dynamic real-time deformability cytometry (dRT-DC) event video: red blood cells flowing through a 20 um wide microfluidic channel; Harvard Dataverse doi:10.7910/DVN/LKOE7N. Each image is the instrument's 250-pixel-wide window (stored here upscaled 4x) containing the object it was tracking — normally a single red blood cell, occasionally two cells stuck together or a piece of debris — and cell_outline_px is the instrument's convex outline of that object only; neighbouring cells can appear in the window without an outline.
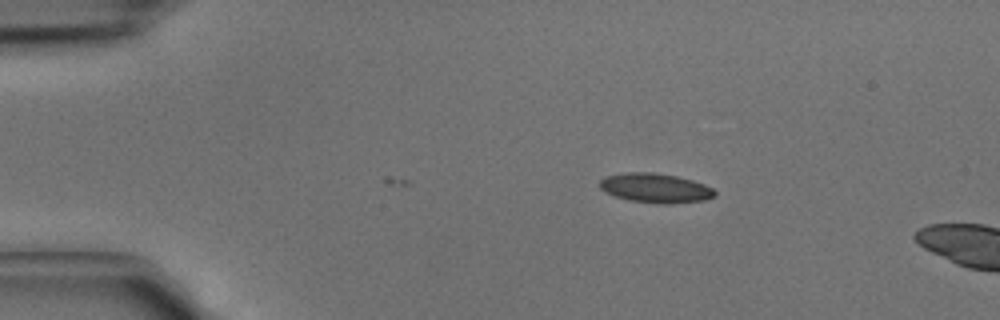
{"species": "common noctule bat (a hibernating species)", "species_latin": "Nyctalus noctula", "temperature_condition": "cold", "stored_images_in_passage": 6, "camera_frame_rate_fps": 3000, "um_per_image_px": 0.085, "animal": {"sex": "male", "body_mass_g": 15.6}, "frame": {"image": 1, "passage_image": 6, "time_ms": 1.667, "image_size_px": [1000, 320], "cell_outline_px": [[716, 196], [704, 200], [672, 204], [664, 204], [628, 200], [616, 196], [600, 188], [600, 180], [604, 176], [628, 172], [656, 172], [676, 176], [692, 180], [704, 184], [712, 188], [716, 192]], "centroid_in_image_um": [55.73, 15.98], "position_along_channel_um": 29.3, "area_um2": 19.71}}